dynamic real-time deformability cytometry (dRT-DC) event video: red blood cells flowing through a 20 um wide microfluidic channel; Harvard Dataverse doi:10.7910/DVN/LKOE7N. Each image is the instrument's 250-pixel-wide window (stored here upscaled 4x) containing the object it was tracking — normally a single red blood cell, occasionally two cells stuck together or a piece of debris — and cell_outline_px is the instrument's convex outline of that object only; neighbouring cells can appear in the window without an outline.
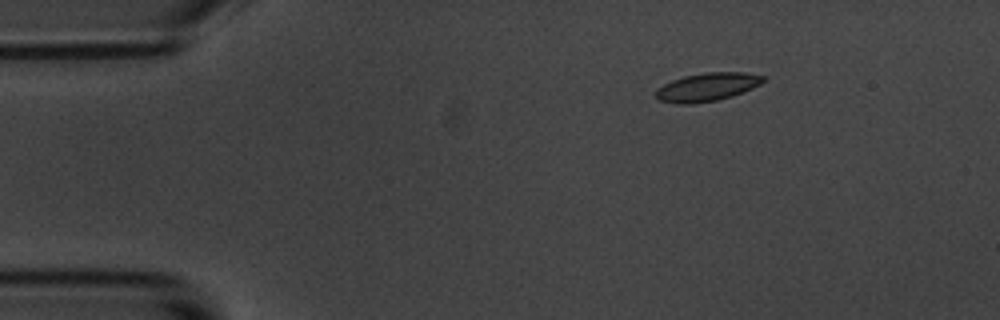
{"species": "common noctule bat (a hibernating species)", "species_latin": "Nyctalus noctula", "temperature_condition": "room temperature", "stored_images_in_passage": 15, "camera_frame_rate_fps": 3000, "um_per_image_px": 0.085, "animal": {"sex": "male", "body_mass_g": 20.1, "forearm_length_mm": 53.5}, "frame": {"image": 1, "passage_image": 3, "time_ms": 2.333, "image_size_px": [1000, 320], "cell_outline_px": [[764, 80], [760, 84], [752, 88], [732, 96], [716, 100], [692, 104], [676, 104], [660, 100], [656, 96], [656, 88], [672, 80], [684, 76], [708, 72], [744, 72], [764, 76]], "centroid_in_image_um": [60.09, 7.4], "position_along_channel_um": 24.9, "area_um2": 17.57}}
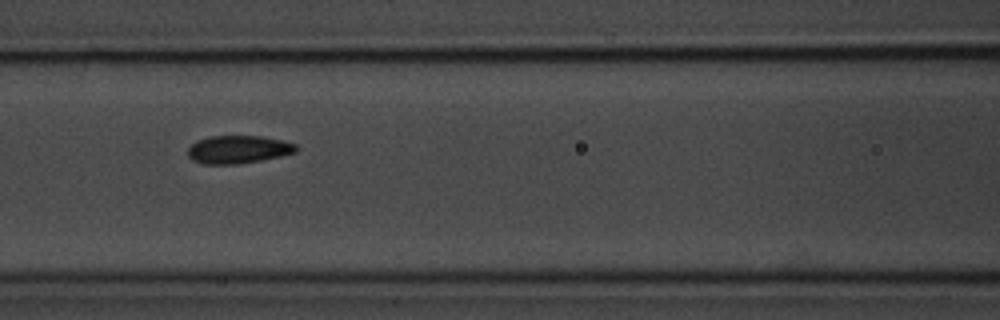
{"frame": {"image": 2, "passage_image": 7, "time_ms": 7.667, "image_size_px": [1000, 320], "cell_outline_px": [[300, 148], [296, 152], [280, 156], [240, 164], [204, 164], [192, 160], [188, 156], [188, 148], [196, 140], [212, 136], [260, 136], [280, 140], [296, 144]], "centroid_in_image_um": [20.24, 12.71], "position_along_channel_um": 146.4, "area_um2": 17.63}}
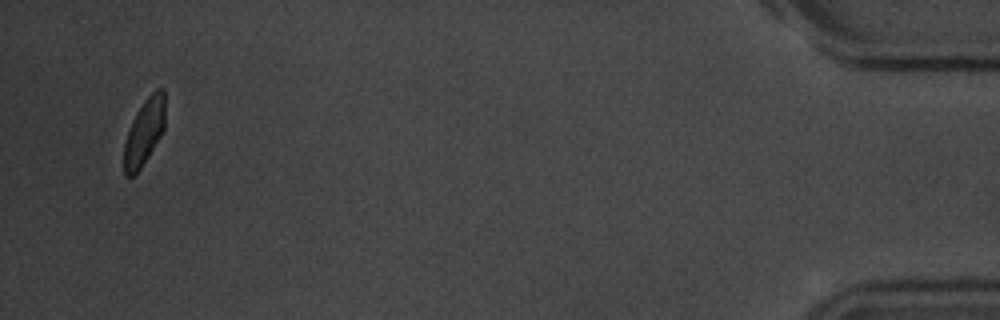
{"frame": {"image": 3, "passage_image": 15, "time_ms": 18.0, "image_size_px": [1000, 320], "cell_outline_px": [[164, 132], [140, 168], [132, 176], [124, 176], [124, 144], [132, 120], [136, 112], [144, 100], [156, 88], [164, 88]], "centroid_in_image_um": [12.27, 11.2], "position_along_channel_um": 422.9, "area_um2": 15.78}, "authors_computed_cell_mechanics": {"area_um2": 17.2822, "velocity_mm_per_s": 3.4855, "shape_relaxation_time_tau1_ms": 1.5492, "shape_relaxation_time_tau2_ms": null, "deformation_change_tau1": 0.094, "deformation_change_tau2": null}}